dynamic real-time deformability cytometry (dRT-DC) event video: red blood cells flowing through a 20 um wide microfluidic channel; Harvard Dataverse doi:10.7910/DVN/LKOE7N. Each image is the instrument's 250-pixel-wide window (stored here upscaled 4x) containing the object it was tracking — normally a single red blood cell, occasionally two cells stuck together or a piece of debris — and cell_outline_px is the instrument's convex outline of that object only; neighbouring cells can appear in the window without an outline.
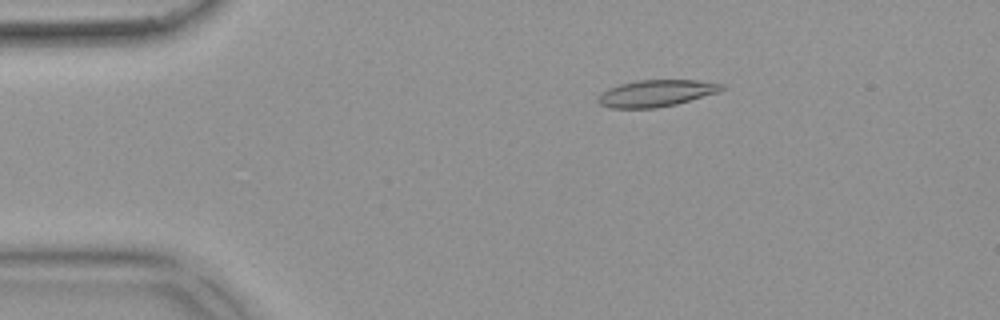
{"species": "common noctule bat (a hibernating species)", "species_latin": "Nyctalus noctula", "temperature_condition": "warm", "stored_images_in_passage": 50, "camera_frame_rate_fps": 3000, "um_per_image_px": 0.085, "animal": {"sex": "female", "body_mass_g": 18.4}, "frame": {"image": 1, "passage_image": 9, "time_ms": 2.667, "image_size_px": [1000, 320], "cell_outline_px": [[724, 88], [720, 92], [676, 104], [656, 108], [612, 108], [600, 104], [596, 100], [596, 96], [600, 92], [608, 88], [620, 84], [636, 80], [696, 80], [724, 84]], "centroid_in_image_um": [55.74, 7.92], "position_along_channel_um": 29.3, "area_um2": 19.42}}
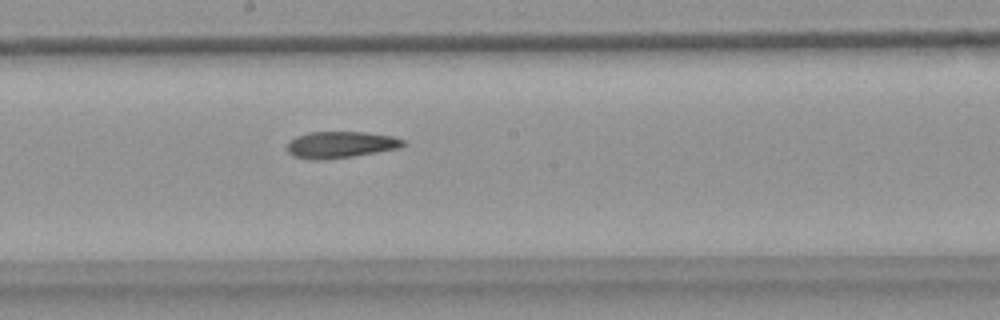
{"frame": {"image": 2, "passage_image": 28, "time_ms": 9.0, "image_size_px": [1000, 320], "cell_outline_px": [[408, 144], [400, 148], [352, 156], [316, 160], [312, 160], [292, 156], [288, 152], [288, 144], [296, 136], [308, 132], [364, 132], [392, 136], [404, 140]], "centroid_in_image_um": [28.97, 12.29], "position_along_channel_um": 219.2, "area_um2": 17.86}}
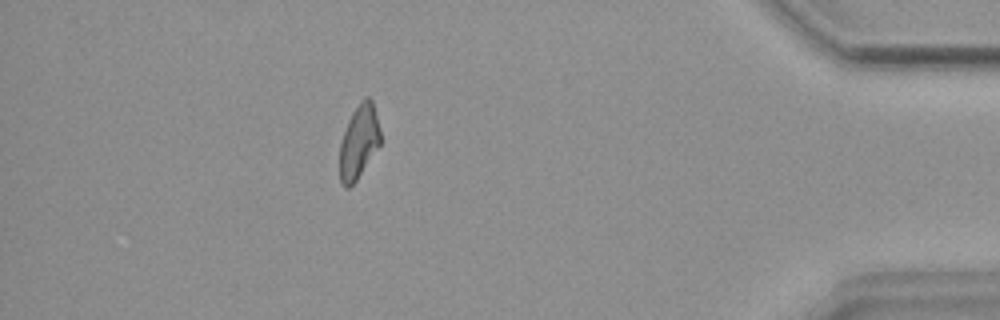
{"frame": {"image": 3, "passage_image": 46, "time_ms": 15.0, "image_size_px": [1000, 320], "cell_outline_px": [[380, 144], [356, 180], [348, 188], [344, 188], [340, 184], [340, 144], [348, 120], [352, 112], [364, 96], [368, 96], [372, 100], [380, 128]], "centroid_in_image_um": [30.49, 12.04], "position_along_channel_um": 404.7, "area_um2": 17.34}, "authors_computed_cell_mechanics": {"area_um2": 18.5249, "velocity_mm_per_s": 3.8809, "shape_relaxation_time_tau1_ms": null, "shape_relaxation_time_tau2_ms": 3.1768, "deformation_change_tau1": null, "deformation_change_tau2": 0.1005}}